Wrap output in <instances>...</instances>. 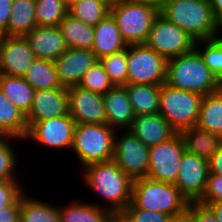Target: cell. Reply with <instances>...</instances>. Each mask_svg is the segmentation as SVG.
I'll list each match as a JSON object with an SVG mask.
<instances>
[{"label":"cell","instance_id":"obj_1","mask_svg":"<svg viewBox=\"0 0 222 222\" xmlns=\"http://www.w3.org/2000/svg\"><path fill=\"white\" fill-rule=\"evenodd\" d=\"M78 174L83 188L99 200L89 201L108 209L115 217L131 203L133 179L113 160L87 165Z\"/></svg>","mask_w":222,"mask_h":222},{"label":"cell","instance_id":"obj_2","mask_svg":"<svg viewBox=\"0 0 222 222\" xmlns=\"http://www.w3.org/2000/svg\"><path fill=\"white\" fill-rule=\"evenodd\" d=\"M159 7L163 17L185 30L195 41L222 35L210 0H169L162 2Z\"/></svg>","mask_w":222,"mask_h":222},{"label":"cell","instance_id":"obj_3","mask_svg":"<svg viewBox=\"0 0 222 222\" xmlns=\"http://www.w3.org/2000/svg\"><path fill=\"white\" fill-rule=\"evenodd\" d=\"M165 83L202 96L216 92L222 87V83L210 71L195 48L167 60Z\"/></svg>","mask_w":222,"mask_h":222},{"label":"cell","instance_id":"obj_4","mask_svg":"<svg viewBox=\"0 0 222 222\" xmlns=\"http://www.w3.org/2000/svg\"><path fill=\"white\" fill-rule=\"evenodd\" d=\"M115 132L107 123L76 124L69 154L77 159L78 172L87 165L112 160Z\"/></svg>","mask_w":222,"mask_h":222},{"label":"cell","instance_id":"obj_5","mask_svg":"<svg viewBox=\"0 0 222 222\" xmlns=\"http://www.w3.org/2000/svg\"><path fill=\"white\" fill-rule=\"evenodd\" d=\"M131 204L138 209L157 211L173 217L183 213L189 202L174 183L143 177L133 179Z\"/></svg>","mask_w":222,"mask_h":222},{"label":"cell","instance_id":"obj_6","mask_svg":"<svg viewBox=\"0 0 222 222\" xmlns=\"http://www.w3.org/2000/svg\"><path fill=\"white\" fill-rule=\"evenodd\" d=\"M110 13L127 45L145 44L160 7L154 0H124L111 7Z\"/></svg>","mask_w":222,"mask_h":222},{"label":"cell","instance_id":"obj_7","mask_svg":"<svg viewBox=\"0 0 222 222\" xmlns=\"http://www.w3.org/2000/svg\"><path fill=\"white\" fill-rule=\"evenodd\" d=\"M202 99L200 94L163 83L160 86L159 113L177 133H180L196 126Z\"/></svg>","mask_w":222,"mask_h":222},{"label":"cell","instance_id":"obj_8","mask_svg":"<svg viewBox=\"0 0 222 222\" xmlns=\"http://www.w3.org/2000/svg\"><path fill=\"white\" fill-rule=\"evenodd\" d=\"M75 127L76 123L70 114L36 122L28 129L24 146L30 145L29 147L31 149L34 147V150L36 147H42V149L47 148L46 152L51 150L54 153L53 151L57 150L58 154L64 152L68 154L72 147Z\"/></svg>","mask_w":222,"mask_h":222},{"label":"cell","instance_id":"obj_9","mask_svg":"<svg viewBox=\"0 0 222 222\" xmlns=\"http://www.w3.org/2000/svg\"><path fill=\"white\" fill-rule=\"evenodd\" d=\"M127 84L161 86L166 82L167 60L146 44L127 46Z\"/></svg>","mask_w":222,"mask_h":222},{"label":"cell","instance_id":"obj_10","mask_svg":"<svg viewBox=\"0 0 222 222\" xmlns=\"http://www.w3.org/2000/svg\"><path fill=\"white\" fill-rule=\"evenodd\" d=\"M195 43V39L185 30L159 13L145 44L169 60L193 50Z\"/></svg>","mask_w":222,"mask_h":222},{"label":"cell","instance_id":"obj_11","mask_svg":"<svg viewBox=\"0 0 222 222\" xmlns=\"http://www.w3.org/2000/svg\"><path fill=\"white\" fill-rule=\"evenodd\" d=\"M112 160L132 179L147 177L149 148L129 130H116Z\"/></svg>","mask_w":222,"mask_h":222},{"label":"cell","instance_id":"obj_12","mask_svg":"<svg viewBox=\"0 0 222 222\" xmlns=\"http://www.w3.org/2000/svg\"><path fill=\"white\" fill-rule=\"evenodd\" d=\"M184 152V141L180 133L149 148L147 177L157 181L175 183Z\"/></svg>","mask_w":222,"mask_h":222},{"label":"cell","instance_id":"obj_13","mask_svg":"<svg viewBox=\"0 0 222 222\" xmlns=\"http://www.w3.org/2000/svg\"><path fill=\"white\" fill-rule=\"evenodd\" d=\"M208 176V161L185 151L174 184L188 202H197L204 194Z\"/></svg>","mask_w":222,"mask_h":222},{"label":"cell","instance_id":"obj_14","mask_svg":"<svg viewBox=\"0 0 222 222\" xmlns=\"http://www.w3.org/2000/svg\"><path fill=\"white\" fill-rule=\"evenodd\" d=\"M69 114L76 124L107 123L103 95L79 86L67 88Z\"/></svg>","mask_w":222,"mask_h":222},{"label":"cell","instance_id":"obj_15","mask_svg":"<svg viewBox=\"0 0 222 222\" xmlns=\"http://www.w3.org/2000/svg\"><path fill=\"white\" fill-rule=\"evenodd\" d=\"M35 58L25 37L0 36V74L23 77Z\"/></svg>","mask_w":222,"mask_h":222},{"label":"cell","instance_id":"obj_16","mask_svg":"<svg viewBox=\"0 0 222 222\" xmlns=\"http://www.w3.org/2000/svg\"><path fill=\"white\" fill-rule=\"evenodd\" d=\"M68 114V91L66 87H60L35 91L32 106L25 116L29 129L36 122Z\"/></svg>","mask_w":222,"mask_h":222},{"label":"cell","instance_id":"obj_17","mask_svg":"<svg viewBox=\"0 0 222 222\" xmlns=\"http://www.w3.org/2000/svg\"><path fill=\"white\" fill-rule=\"evenodd\" d=\"M98 61L92 50L68 48L55 61L59 82L63 87L78 86L85 72Z\"/></svg>","mask_w":222,"mask_h":222},{"label":"cell","instance_id":"obj_18","mask_svg":"<svg viewBox=\"0 0 222 222\" xmlns=\"http://www.w3.org/2000/svg\"><path fill=\"white\" fill-rule=\"evenodd\" d=\"M25 38L37 59L55 61L68 49L59 26H36Z\"/></svg>","mask_w":222,"mask_h":222},{"label":"cell","instance_id":"obj_19","mask_svg":"<svg viewBox=\"0 0 222 222\" xmlns=\"http://www.w3.org/2000/svg\"><path fill=\"white\" fill-rule=\"evenodd\" d=\"M128 130L148 148L169 140L177 133L160 113L135 116Z\"/></svg>","mask_w":222,"mask_h":222},{"label":"cell","instance_id":"obj_20","mask_svg":"<svg viewBox=\"0 0 222 222\" xmlns=\"http://www.w3.org/2000/svg\"><path fill=\"white\" fill-rule=\"evenodd\" d=\"M107 124L115 130H128L135 114L125 86H114L103 95Z\"/></svg>","mask_w":222,"mask_h":222},{"label":"cell","instance_id":"obj_21","mask_svg":"<svg viewBox=\"0 0 222 222\" xmlns=\"http://www.w3.org/2000/svg\"><path fill=\"white\" fill-rule=\"evenodd\" d=\"M74 197L65 204L58 201L60 222H116V217L108 209Z\"/></svg>","mask_w":222,"mask_h":222},{"label":"cell","instance_id":"obj_22","mask_svg":"<svg viewBox=\"0 0 222 222\" xmlns=\"http://www.w3.org/2000/svg\"><path fill=\"white\" fill-rule=\"evenodd\" d=\"M32 192L31 189L26 190L20 196L19 222H60L58 202L41 199L42 195L39 193L36 195V192L32 194Z\"/></svg>","mask_w":222,"mask_h":222},{"label":"cell","instance_id":"obj_23","mask_svg":"<svg viewBox=\"0 0 222 222\" xmlns=\"http://www.w3.org/2000/svg\"><path fill=\"white\" fill-rule=\"evenodd\" d=\"M114 17L109 13L94 27L92 52L97 59L122 51L127 48Z\"/></svg>","mask_w":222,"mask_h":222},{"label":"cell","instance_id":"obj_24","mask_svg":"<svg viewBox=\"0 0 222 222\" xmlns=\"http://www.w3.org/2000/svg\"><path fill=\"white\" fill-rule=\"evenodd\" d=\"M19 145L21 148L24 147V140L18 137L10 136L0 141V180L25 181L27 179L25 178L26 175L23 174V168L28 169L27 167L29 165L24 161L25 157H22V153H24V151L20 149ZM20 153L22 158L20 157ZM24 164H26L27 166L22 167V165ZM21 175H23V178L21 177Z\"/></svg>","mask_w":222,"mask_h":222},{"label":"cell","instance_id":"obj_25","mask_svg":"<svg viewBox=\"0 0 222 222\" xmlns=\"http://www.w3.org/2000/svg\"><path fill=\"white\" fill-rule=\"evenodd\" d=\"M185 151L208 161L222 146V136L197 126L180 132Z\"/></svg>","mask_w":222,"mask_h":222},{"label":"cell","instance_id":"obj_26","mask_svg":"<svg viewBox=\"0 0 222 222\" xmlns=\"http://www.w3.org/2000/svg\"><path fill=\"white\" fill-rule=\"evenodd\" d=\"M125 88L135 116L159 113L160 86L127 84Z\"/></svg>","mask_w":222,"mask_h":222},{"label":"cell","instance_id":"obj_27","mask_svg":"<svg viewBox=\"0 0 222 222\" xmlns=\"http://www.w3.org/2000/svg\"><path fill=\"white\" fill-rule=\"evenodd\" d=\"M0 90L25 115L30 111L35 89L23 77L0 74Z\"/></svg>","mask_w":222,"mask_h":222},{"label":"cell","instance_id":"obj_28","mask_svg":"<svg viewBox=\"0 0 222 222\" xmlns=\"http://www.w3.org/2000/svg\"><path fill=\"white\" fill-rule=\"evenodd\" d=\"M36 26L35 0H13L7 36L25 37Z\"/></svg>","mask_w":222,"mask_h":222},{"label":"cell","instance_id":"obj_29","mask_svg":"<svg viewBox=\"0 0 222 222\" xmlns=\"http://www.w3.org/2000/svg\"><path fill=\"white\" fill-rule=\"evenodd\" d=\"M68 48L92 50L94 43V26L67 14L59 24Z\"/></svg>","mask_w":222,"mask_h":222},{"label":"cell","instance_id":"obj_30","mask_svg":"<svg viewBox=\"0 0 222 222\" xmlns=\"http://www.w3.org/2000/svg\"><path fill=\"white\" fill-rule=\"evenodd\" d=\"M196 126L222 136V87L203 96Z\"/></svg>","mask_w":222,"mask_h":222},{"label":"cell","instance_id":"obj_31","mask_svg":"<svg viewBox=\"0 0 222 222\" xmlns=\"http://www.w3.org/2000/svg\"><path fill=\"white\" fill-rule=\"evenodd\" d=\"M23 78L35 91L63 87L59 82L54 61L51 60L35 58Z\"/></svg>","mask_w":222,"mask_h":222},{"label":"cell","instance_id":"obj_32","mask_svg":"<svg viewBox=\"0 0 222 222\" xmlns=\"http://www.w3.org/2000/svg\"><path fill=\"white\" fill-rule=\"evenodd\" d=\"M0 126L12 137L25 139L28 132L25 114L0 90Z\"/></svg>","mask_w":222,"mask_h":222},{"label":"cell","instance_id":"obj_33","mask_svg":"<svg viewBox=\"0 0 222 222\" xmlns=\"http://www.w3.org/2000/svg\"><path fill=\"white\" fill-rule=\"evenodd\" d=\"M109 13L110 7L100 0H80L68 7L69 15L94 27Z\"/></svg>","mask_w":222,"mask_h":222},{"label":"cell","instance_id":"obj_34","mask_svg":"<svg viewBox=\"0 0 222 222\" xmlns=\"http://www.w3.org/2000/svg\"><path fill=\"white\" fill-rule=\"evenodd\" d=\"M68 14L65 0H35L37 26H59Z\"/></svg>","mask_w":222,"mask_h":222},{"label":"cell","instance_id":"obj_35","mask_svg":"<svg viewBox=\"0 0 222 222\" xmlns=\"http://www.w3.org/2000/svg\"><path fill=\"white\" fill-rule=\"evenodd\" d=\"M195 49L210 71L222 83V35L209 40L196 41Z\"/></svg>","mask_w":222,"mask_h":222},{"label":"cell","instance_id":"obj_36","mask_svg":"<svg viewBox=\"0 0 222 222\" xmlns=\"http://www.w3.org/2000/svg\"><path fill=\"white\" fill-rule=\"evenodd\" d=\"M99 60L114 86L127 85V48Z\"/></svg>","mask_w":222,"mask_h":222},{"label":"cell","instance_id":"obj_37","mask_svg":"<svg viewBox=\"0 0 222 222\" xmlns=\"http://www.w3.org/2000/svg\"><path fill=\"white\" fill-rule=\"evenodd\" d=\"M78 86L102 95L114 87L100 60L85 72Z\"/></svg>","mask_w":222,"mask_h":222},{"label":"cell","instance_id":"obj_38","mask_svg":"<svg viewBox=\"0 0 222 222\" xmlns=\"http://www.w3.org/2000/svg\"><path fill=\"white\" fill-rule=\"evenodd\" d=\"M170 215L135 208L131 203L116 216V222H169Z\"/></svg>","mask_w":222,"mask_h":222},{"label":"cell","instance_id":"obj_39","mask_svg":"<svg viewBox=\"0 0 222 222\" xmlns=\"http://www.w3.org/2000/svg\"><path fill=\"white\" fill-rule=\"evenodd\" d=\"M27 183L24 181L0 180V211L13 204L26 191L28 185H30L29 182Z\"/></svg>","mask_w":222,"mask_h":222},{"label":"cell","instance_id":"obj_40","mask_svg":"<svg viewBox=\"0 0 222 222\" xmlns=\"http://www.w3.org/2000/svg\"><path fill=\"white\" fill-rule=\"evenodd\" d=\"M217 201H222V175L209 174L204 194L197 202L205 205Z\"/></svg>","mask_w":222,"mask_h":222},{"label":"cell","instance_id":"obj_41","mask_svg":"<svg viewBox=\"0 0 222 222\" xmlns=\"http://www.w3.org/2000/svg\"><path fill=\"white\" fill-rule=\"evenodd\" d=\"M187 209L192 213L194 222H218L206 205L198 202H189Z\"/></svg>","mask_w":222,"mask_h":222},{"label":"cell","instance_id":"obj_42","mask_svg":"<svg viewBox=\"0 0 222 222\" xmlns=\"http://www.w3.org/2000/svg\"><path fill=\"white\" fill-rule=\"evenodd\" d=\"M13 0H0V36H7Z\"/></svg>","mask_w":222,"mask_h":222},{"label":"cell","instance_id":"obj_43","mask_svg":"<svg viewBox=\"0 0 222 222\" xmlns=\"http://www.w3.org/2000/svg\"><path fill=\"white\" fill-rule=\"evenodd\" d=\"M20 197L11 205L1 209L0 222H19Z\"/></svg>","mask_w":222,"mask_h":222},{"label":"cell","instance_id":"obj_44","mask_svg":"<svg viewBox=\"0 0 222 222\" xmlns=\"http://www.w3.org/2000/svg\"><path fill=\"white\" fill-rule=\"evenodd\" d=\"M209 174L222 175V146L208 160Z\"/></svg>","mask_w":222,"mask_h":222},{"label":"cell","instance_id":"obj_45","mask_svg":"<svg viewBox=\"0 0 222 222\" xmlns=\"http://www.w3.org/2000/svg\"><path fill=\"white\" fill-rule=\"evenodd\" d=\"M213 15L222 29V0H210Z\"/></svg>","mask_w":222,"mask_h":222},{"label":"cell","instance_id":"obj_46","mask_svg":"<svg viewBox=\"0 0 222 222\" xmlns=\"http://www.w3.org/2000/svg\"><path fill=\"white\" fill-rule=\"evenodd\" d=\"M214 214L218 222H222V201L205 204Z\"/></svg>","mask_w":222,"mask_h":222},{"label":"cell","instance_id":"obj_47","mask_svg":"<svg viewBox=\"0 0 222 222\" xmlns=\"http://www.w3.org/2000/svg\"><path fill=\"white\" fill-rule=\"evenodd\" d=\"M169 222H194L192 213L186 209L183 213L171 217Z\"/></svg>","mask_w":222,"mask_h":222},{"label":"cell","instance_id":"obj_48","mask_svg":"<svg viewBox=\"0 0 222 222\" xmlns=\"http://www.w3.org/2000/svg\"><path fill=\"white\" fill-rule=\"evenodd\" d=\"M101 2L105 3L108 7L116 6L118 3L124 0H100Z\"/></svg>","mask_w":222,"mask_h":222},{"label":"cell","instance_id":"obj_49","mask_svg":"<svg viewBox=\"0 0 222 222\" xmlns=\"http://www.w3.org/2000/svg\"><path fill=\"white\" fill-rule=\"evenodd\" d=\"M10 137L3 129L2 127L0 126V141L6 139Z\"/></svg>","mask_w":222,"mask_h":222},{"label":"cell","instance_id":"obj_50","mask_svg":"<svg viewBox=\"0 0 222 222\" xmlns=\"http://www.w3.org/2000/svg\"><path fill=\"white\" fill-rule=\"evenodd\" d=\"M77 1H80V0H65L68 7Z\"/></svg>","mask_w":222,"mask_h":222},{"label":"cell","instance_id":"obj_51","mask_svg":"<svg viewBox=\"0 0 222 222\" xmlns=\"http://www.w3.org/2000/svg\"><path fill=\"white\" fill-rule=\"evenodd\" d=\"M154 1L160 5L162 2L169 1V0H154Z\"/></svg>","mask_w":222,"mask_h":222}]
</instances>
